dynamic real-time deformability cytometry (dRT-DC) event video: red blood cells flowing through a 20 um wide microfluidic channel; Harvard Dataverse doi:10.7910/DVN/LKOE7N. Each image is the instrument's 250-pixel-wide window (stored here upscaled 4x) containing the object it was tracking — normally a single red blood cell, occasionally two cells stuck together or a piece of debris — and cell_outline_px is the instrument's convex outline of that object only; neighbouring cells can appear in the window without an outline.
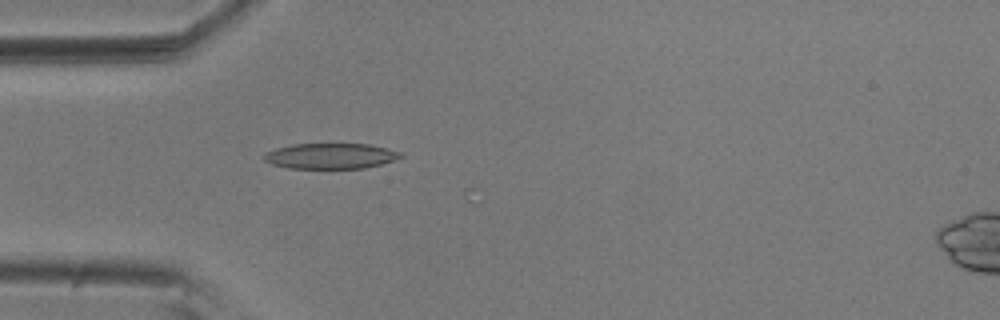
{"species": "common noctule bat (a hibernating species)", "species_latin": "Nyctalus noctula", "temperature_condition": "room temperature", "stored_images_in_passage": 8, "camera_frame_rate_fps": 3000, "um_per_image_px": 0.085, "animal": {"sex": "male", "body_mass_g": 20.5, "forearm_length_mm": 52.5}, "frame": {"image": 1, "passage_image": 3, "time_ms": 0.667, "image_size_px": [1000, 320], "cell_outline_px": [[404, 156], [380, 164], [364, 168], [288, 168], [272, 164], [264, 160], [264, 156], [268, 152], [276, 148], [292, 144], [368, 144], [400, 152]], "centroid_in_image_um": [28.08, 13.26], "position_along_channel_um": 56.9, "area_um2": 20.0}}
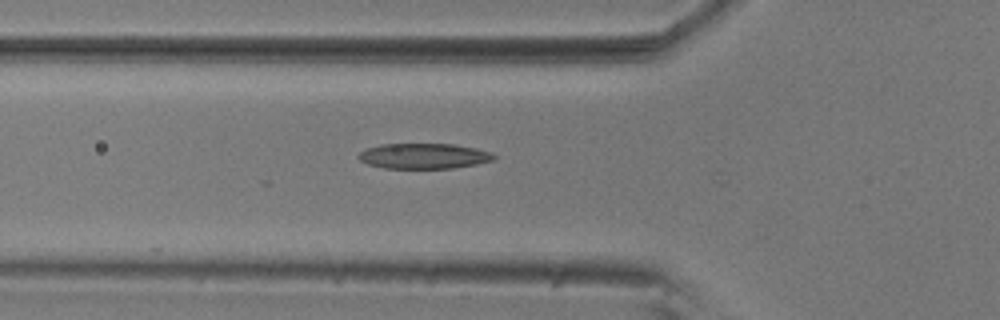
{"frame": {"image": 2, "passage_image": 6, "time_ms": 1.667, "image_size_px": [1000, 320], "cell_outline_px": [[496, 156], [492, 160], [476, 164], [452, 168], [384, 168], [368, 164], [360, 160], [356, 156], [364, 148], [380, 144], [452, 144], [476, 148], [492, 152]], "centroid_in_image_um": [35.99, 13.25], "position_along_channel_um": 89.8, "area_um2": 20.06}}